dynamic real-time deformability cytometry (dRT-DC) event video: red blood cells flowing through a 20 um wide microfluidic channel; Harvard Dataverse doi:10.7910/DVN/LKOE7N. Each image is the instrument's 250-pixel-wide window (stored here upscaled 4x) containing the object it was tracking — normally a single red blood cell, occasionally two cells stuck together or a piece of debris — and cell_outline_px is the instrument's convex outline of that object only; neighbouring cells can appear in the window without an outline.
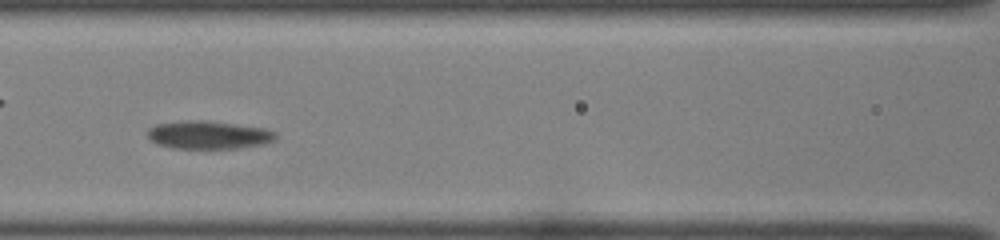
{"species": "common noctule bat (a hibernating species)", "species_latin": "Nyctalus noctula", "temperature_condition": "room temperature", "stored_images_in_passage": 46, "camera_frame_rate_fps": 3000, "um_per_image_px": 0.085, "animal": {"sex": "female", "body_mass_g": 22.0, "forearm_length_mm": 56.7}, "frame": {"image": 1, "passage_image": 17, "time_ms": 5.333, "image_size_px": [1000, 240], "cell_outline_px": [[276, 136], [272, 140], [260, 144], [236, 148], [172, 148], [160, 144], [152, 140], [148, 136], [148, 128], [156, 124], [192, 120], [200, 120], [264, 128], [276, 132]], "centroid_in_image_um": [17.69, 11.46], "position_along_channel_um": 148.9, "area_um2": 20.35}}
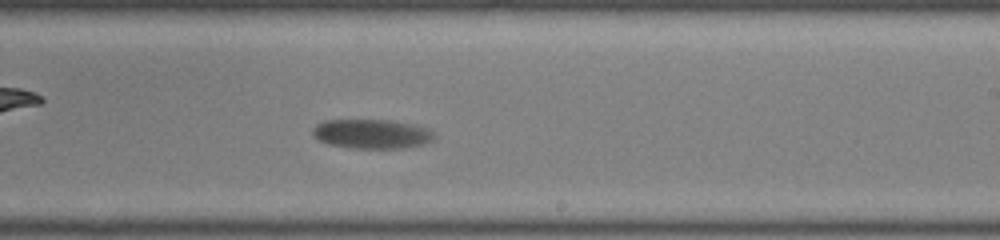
{"frame": {"image": 2, "passage_image": 26, "time_ms": 8.333, "image_size_px": [1000, 240], "cell_outline_px": [[436, 136], [432, 140], [420, 144], [404, 148], [356, 148], [328, 144], [320, 140], [312, 132], [312, 128], [316, 124], [324, 120], [392, 120], [412, 124], [428, 128], [436, 132]], "centroid_in_image_um": [31.63, 11.37], "position_along_channel_um": 257.4, "area_um2": 20.75}}
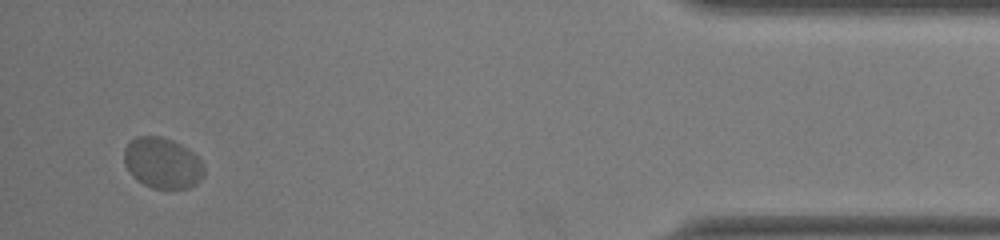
{"frame": {"image": 3, "passage_image": 44, "time_ms": 14.333, "image_size_px": [1000, 240], "cell_outline_px": [[204, 176], [196, 184], [188, 188], [152, 188], [144, 184], [132, 176], [124, 164], [124, 148], [136, 136], [160, 136], [172, 140], [188, 148], [200, 160], [204, 168]], "centroid_in_image_um": [13.8, 13.85], "position_along_channel_um": 421.4, "area_um2": 23.64}, "authors_computed_cell_mechanics": {"area_um2": 20.7213, "velocity_mm_per_s": 3.627, "shape_relaxation_time_tau1_ms": 6.4678, "shape_relaxation_time_tau2_ms": null, "deformation_change_tau1": 0.1755, "deformation_change_tau2": null}}